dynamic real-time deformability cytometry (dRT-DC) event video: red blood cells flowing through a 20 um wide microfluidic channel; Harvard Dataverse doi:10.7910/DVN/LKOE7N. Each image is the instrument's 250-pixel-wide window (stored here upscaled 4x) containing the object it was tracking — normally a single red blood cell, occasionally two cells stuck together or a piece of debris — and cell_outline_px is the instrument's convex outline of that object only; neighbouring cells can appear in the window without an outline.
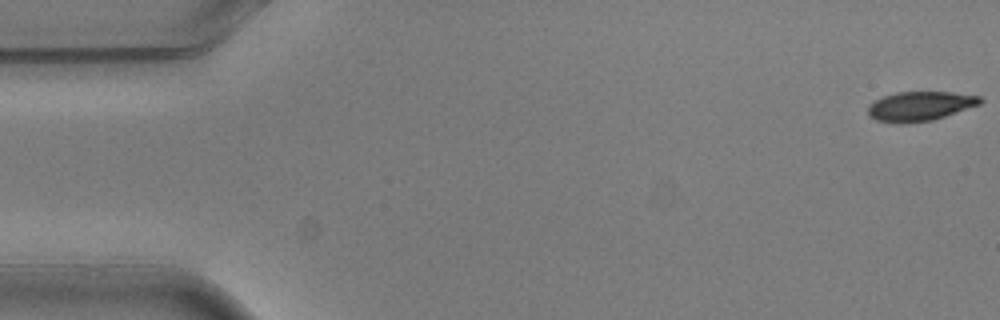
{"species": "common noctule bat (a hibernating species)", "species_latin": "Nyctalus noctula", "temperature_condition": "warm", "stored_images_in_passage": 8, "camera_frame_rate_fps": 3000, "um_per_image_px": 0.085, "animal": {"sex": "male", "body_mass_g": 20.5, "forearm_length_mm": 52.5}, "frame": {"image": 1, "passage_image": 1, "time_ms": 0.0, "image_size_px": [1000, 320], "cell_outline_px": [[984, 100], [980, 104], [932, 120], [904, 124], [896, 124], [876, 120], [868, 116], [868, 108], [876, 100], [884, 96], [896, 92], [952, 92], [980, 96]], "centroid_in_image_um": [78.19, 9.03], "position_along_channel_um": 6.8, "area_um2": 19.19}}
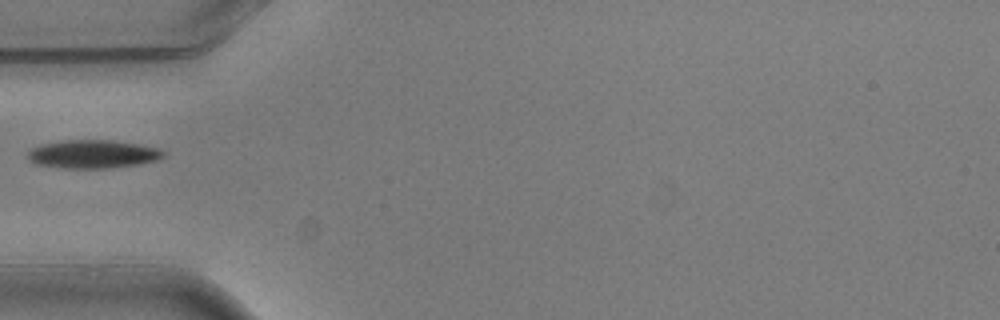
{"frame": {"image": 2, "passage_image": 5, "time_ms": 1.333, "image_size_px": [1000, 320], "cell_outline_px": [[168, 152], [164, 156], [156, 160], [140, 164], [108, 168], [64, 168], [36, 164], [28, 160], [28, 152], [32, 148], [40, 144], [64, 140], [112, 140], [160, 148]], "centroid_in_image_um": [7.91, 13.1], "position_along_channel_um": 77.1, "area_um2": 22.48}}
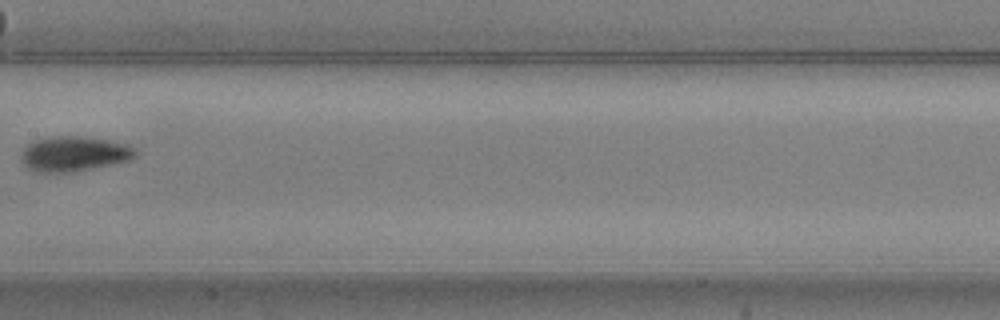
{"frame": {"image": 3, "passage_image": 8, "time_ms": 2.333, "image_size_px": [1000, 320], "cell_outline_px": [[136, 156], [128, 160], [76, 172], [36, 172], [28, 168], [20, 160], [20, 156], [24, 148], [28, 144], [36, 140], [48, 136], [84, 136], [128, 144], [136, 152]], "centroid_in_image_um": [6.24, 13.07], "position_along_channel_um": 201.2, "area_um2": 23.29}}